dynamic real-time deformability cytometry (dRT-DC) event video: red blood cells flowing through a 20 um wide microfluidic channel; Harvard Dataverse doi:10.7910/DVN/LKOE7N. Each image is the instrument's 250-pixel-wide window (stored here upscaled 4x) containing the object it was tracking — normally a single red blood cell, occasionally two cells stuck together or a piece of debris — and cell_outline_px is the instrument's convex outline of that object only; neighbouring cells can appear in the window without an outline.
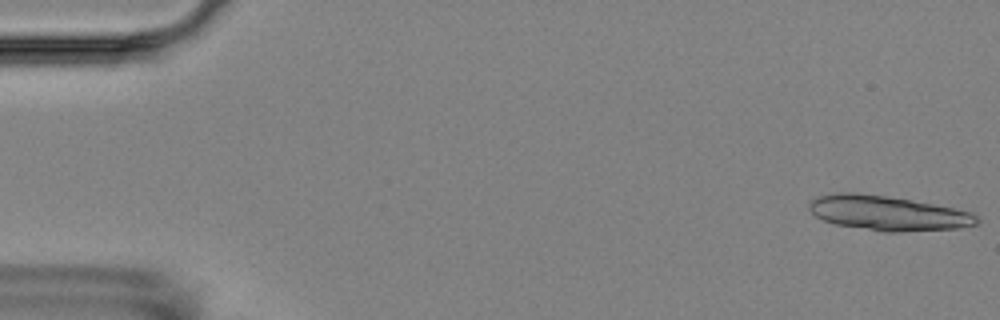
{"species": "Egyptian fruit bat (a non-hibernating species)", "species_latin": "Rousettus aegyptiacus", "temperature_condition": "room temperature", "stored_images_in_passage": 8, "segment_of_instrument_passage": [1, 2], "camera_frame_rate_fps": 3000, "um_per_image_px": 0.085, "animal": {"sex": "female"}, "frame": {"image": 1, "passage_image": 1, "time_ms": 0.0, "image_size_px": [1000, 320], "cell_outline_px": [[980, 220], [976, 224], [960, 228], [900, 232], [884, 232], [836, 224], [824, 220], [816, 216], [808, 208], [808, 200], [820, 196], [836, 192], [856, 192], [884, 196], [932, 204], [972, 212]], "centroid_in_image_um": [75.43, 18.12], "position_along_channel_um": 9.6, "area_um2": 33.7}}